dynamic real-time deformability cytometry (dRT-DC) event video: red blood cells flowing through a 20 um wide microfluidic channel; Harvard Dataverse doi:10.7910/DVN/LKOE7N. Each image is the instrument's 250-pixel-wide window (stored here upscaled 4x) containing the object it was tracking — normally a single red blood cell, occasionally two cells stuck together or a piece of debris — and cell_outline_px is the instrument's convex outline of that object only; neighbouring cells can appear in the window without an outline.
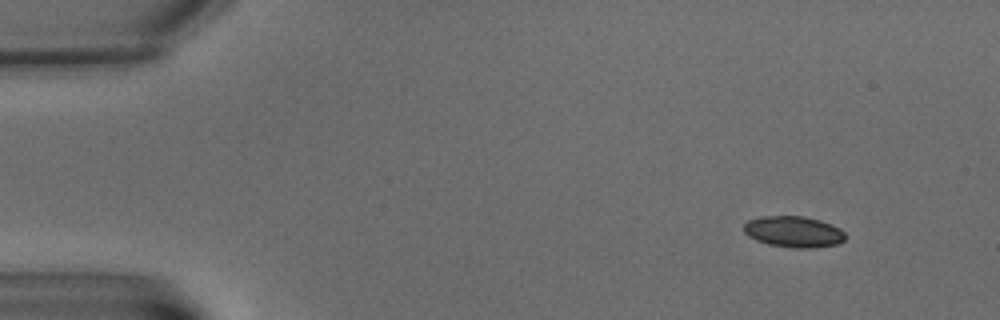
{"species": "common noctule bat (a hibernating species)", "species_latin": "Nyctalus noctula", "temperature_condition": "warm", "stored_images_in_passage": 5, "camera_frame_rate_fps": 3000, "um_per_image_px": 0.085, "animal": {"sex": "male", "body_mass_g": 15.6}, "frame": {"image": 1, "passage_image": 1, "time_ms": 0.0, "image_size_px": [1000, 320], "cell_outline_px": [[844, 240], [836, 244], [812, 248], [792, 248], [768, 244], [756, 240], [748, 236], [744, 232], [744, 224], [748, 220], [760, 216], [804, 216], [820, 220], [832, 224], [840, 228], [844, 232]], "centroid_in_image_um": [67.44, 19.69], "position_along_channel_um": 17.6, "area_um2": 18.5}}
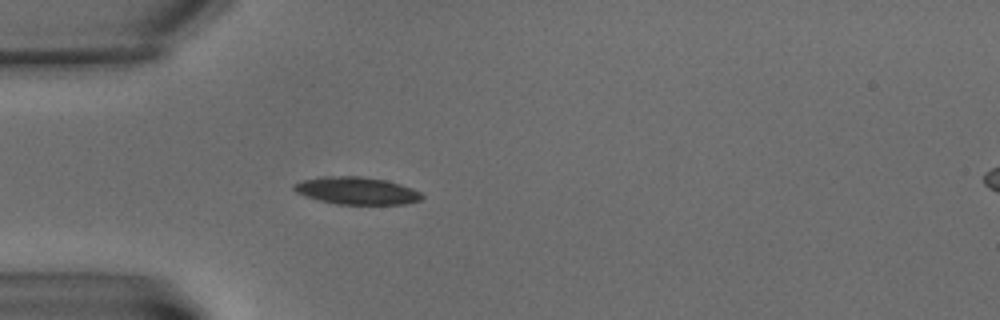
{"frame": {"image": 2, "passage_image": 5, "time_ms": 4.667, "image_size_px": [1000, 320], "cell_outline_px": [[424, 196], [420, 200], [408, 204], [336, 204], [320, 200], [296, 192], [292, 188], [292, 184], [304, 180], [320, 176], [360, 176], [384, 180], [400, 184], [412, 188], [420, 192]], "centroid_in_image_um": [30.32, 16.21], "position_along_channel_um": 54.7, "area_um2": 20.35}}